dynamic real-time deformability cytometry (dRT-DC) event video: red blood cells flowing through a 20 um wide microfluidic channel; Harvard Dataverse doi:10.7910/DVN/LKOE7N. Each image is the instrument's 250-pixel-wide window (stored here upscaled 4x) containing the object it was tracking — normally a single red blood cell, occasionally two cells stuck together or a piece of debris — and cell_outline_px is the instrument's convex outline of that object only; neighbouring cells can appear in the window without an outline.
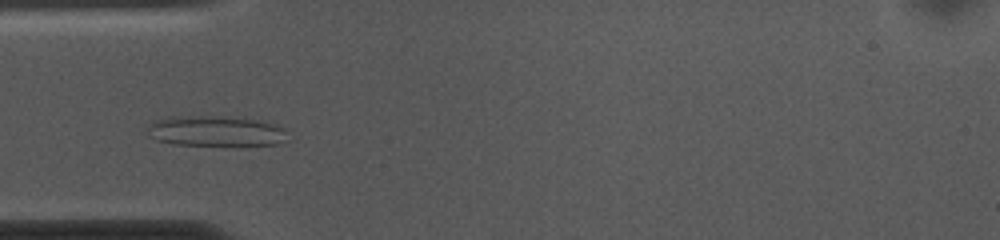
{"species": "common noctule bat (a hibernating species)", "species_latin": "Nyctalus noctula", "temperature_condition": "cold", "stored_images_in_passage": 7, "camera_frame_rate_fps": 3000, "um_per_image_px": 0.085, "animal": {"sex": "female", "body_mass_g": 10.0, "forearm_length_mm": 53.1}, "frame": {"image": 1, "passage_image": 4, "time_ms": 1.0, "image_size_px": [1000, 240], "cell_outline_px": [[292, 140], [280, 144], [232, 148], [172, 144], [156, 140], [148, 136], [148, 128], [152, 120], [168, 116], [224, 116], [256, 120], [276, 124], [284, 128]], "centroid_in_image_um": [18.41, 11.2], "position_along_channel_um": 66.6, "area_um2": 26.53}}